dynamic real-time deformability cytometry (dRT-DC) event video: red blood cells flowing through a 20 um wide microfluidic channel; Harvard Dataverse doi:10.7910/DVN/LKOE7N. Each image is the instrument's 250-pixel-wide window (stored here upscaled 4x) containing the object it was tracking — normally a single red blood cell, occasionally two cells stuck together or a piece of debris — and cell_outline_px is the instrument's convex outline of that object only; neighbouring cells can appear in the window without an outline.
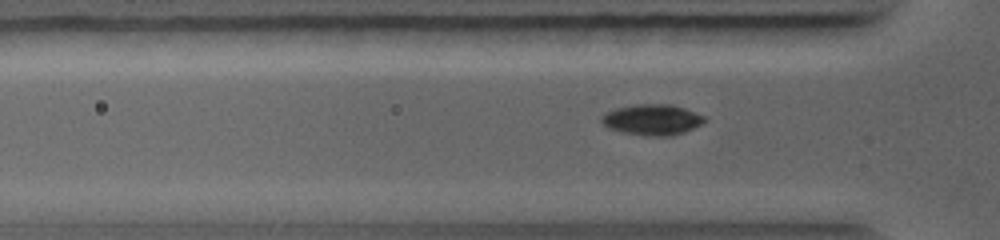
{"species": "common noctule bat (a hibernating species)", "species_latin": "Nyctalus noctula", "temperature_condition": "warm", "stored_images_in_passage": 16, "camera_frame_rate_fps": 5000, "um_per_image_px": 0.085, "animal": {"sex": "female", "body_mass_g": 19.0, "forearm_length_mm": 56.7}, "frame": {"image": 1, "passage_image": 11, "time_ms": 2.2, "image_size_px": [1000, 240], "cell_outline_px": [[704, 120], [700, 124], [684, 132], [672, 136], [644, 136], [624, 132], [608, 128], [600, 120], [600, 116], [616, 108], [636, 104], [672, 104], [684, 108], [704, 116]], "centroid_in_image_um": [55.41, 10.17], "position_along_channel_um": 70.4, "area_um2": 18.32}}
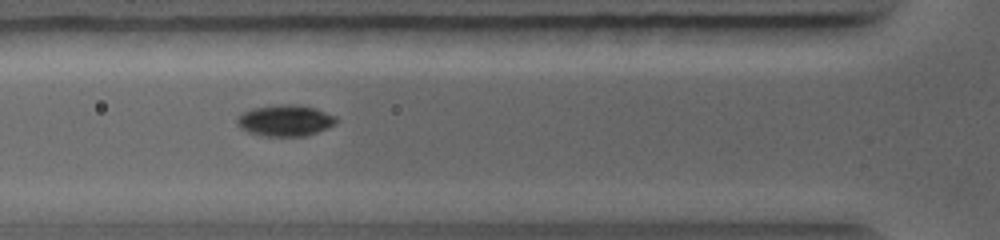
{"frame": {"image": 2, "passage_image": 15, "time_ms": 2.8, "image_size_px": [1000, 240], "cell_outline_px": [[336, 120], [332, 124], [308, 136], [260, 136], [248, 132], [240, 128], [236, 120], [244, 112], [252, 108], [276, 104], [300, 104], [316, 108], [336, 116]], "centroid_in_image_um": [24.21, 10.23], "position_along_channel_um": 101.6, "area_um2": 18.03}}